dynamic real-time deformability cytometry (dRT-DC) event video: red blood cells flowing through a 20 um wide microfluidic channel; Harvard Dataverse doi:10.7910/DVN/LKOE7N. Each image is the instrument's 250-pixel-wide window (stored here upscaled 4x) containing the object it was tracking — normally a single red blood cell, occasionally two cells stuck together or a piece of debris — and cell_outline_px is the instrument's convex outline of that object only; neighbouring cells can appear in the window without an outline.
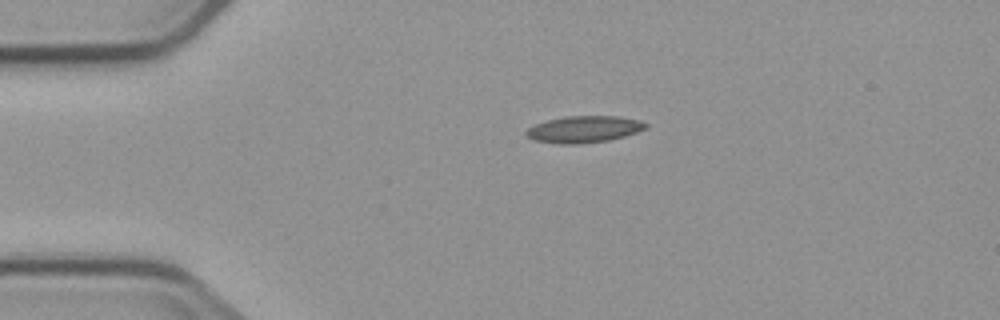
{"species": "common noctule bat (a hibernating species)", "species_latin": "Nyctalus noctula", "temperature_condition": "cold", "stored_images_in_passage": 2, "camera_frame_rate_fps": 3000, "um_per_image_px": 0.085, "animal": {"sex": "male", "body_mass_g": 23.1, "forearm_length_mm": 52.7}, "frame": {"image": 1, "passage_image": 1, "time_ms": 0.0, "image_size_px": [1000, 320], "cell_outline_px": [[648, 128], [624, 136], [608, 140], [576, 144], [560, 144], [536, 140], [528, 136], [524, 132], [528, 128], [536, 124], [548, 120], [564, 116], [620, 116], [640, 120], [648, 124]], "centroid_in_image_um": [49.67, 10.97], "position_along_channel_um": 35.3, "area_um2": 18.5}}